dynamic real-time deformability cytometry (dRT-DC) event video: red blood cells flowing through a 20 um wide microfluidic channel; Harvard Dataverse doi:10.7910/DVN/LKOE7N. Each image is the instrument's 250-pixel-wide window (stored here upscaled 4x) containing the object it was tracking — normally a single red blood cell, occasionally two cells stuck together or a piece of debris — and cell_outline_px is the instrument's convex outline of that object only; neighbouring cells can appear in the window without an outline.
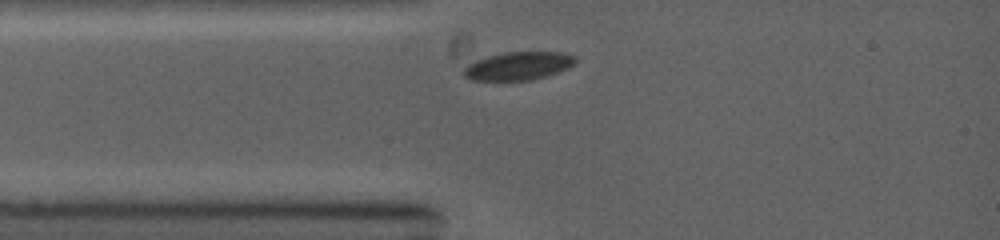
{"species": "common noctule bat (a hibernating species)", "species_latin": "Nyctalus noctula", "temperature_condition": "warm", "stored_images_in_passage": 13, "camera_frame_rate_fps": 5000, "um_per_image_px": 0.085, "animal": {"sex": "female", "body_mass_g": 19.0, "forearm_length_mm": 53.3}, "frame": {"image": 1, "passage_image": 1, "time_ms": 0.0, "image_size_px": [1000, 240], "cell_outline_px": [[576, 60], [568, 68], [548, 76], [532, 80], [472, 80], [464, 76], [464, 68], [468, 64], [476, 60], [488, 56], [504, 52], [564, 52], [576, 56]], "centroid_in_image_um": [44.08, 5.6], "position_along_channel_um": 40.9, "area_um2": 18.32}}
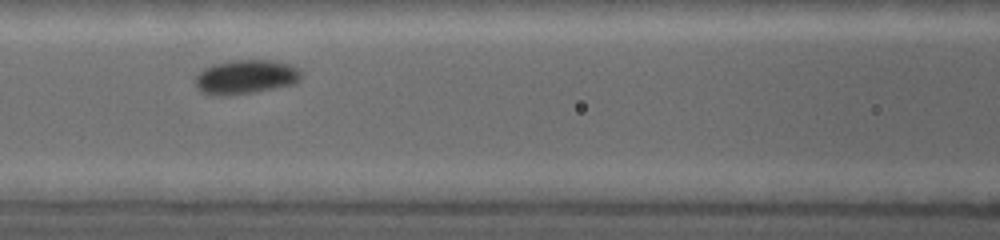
{"frame": {"image": 2, "passage_image": 4, "time_ms": 2.4, "image_size_px": [1000, 240], "cell_outline_px": [[304, 76], [296, 84], [276, 88], [228, 96], [216, 96], [200, 92], [196, 88], [196, 76], [204, 68], [212, 64], [228, 60], [272, 60], [288, 64], [300, 68]], "centroid_in_image_um": [20.91, 6.54], "position_along_channel_um": 145.7, "area_um2": 21.56}}
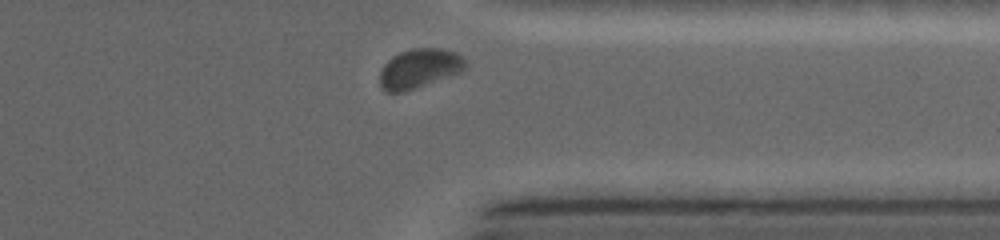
{"frame": {"image": 3, "passage_image": 12, "time_ms": 7.6, "image_size_px": [1000, 240], "cell_outline_px": [[468, 68], [460, 72], [400, 92], [388, 92], [380, 84], [380, 72], [384, 64], [392, 56], [400, 52], [412, 48], [440, 48], [456, 52], [468, 64]], "centroid_in_image_um": [35.65, 5.78], "position_along_channel_um": 375.7, "area_um2": 19.25}}